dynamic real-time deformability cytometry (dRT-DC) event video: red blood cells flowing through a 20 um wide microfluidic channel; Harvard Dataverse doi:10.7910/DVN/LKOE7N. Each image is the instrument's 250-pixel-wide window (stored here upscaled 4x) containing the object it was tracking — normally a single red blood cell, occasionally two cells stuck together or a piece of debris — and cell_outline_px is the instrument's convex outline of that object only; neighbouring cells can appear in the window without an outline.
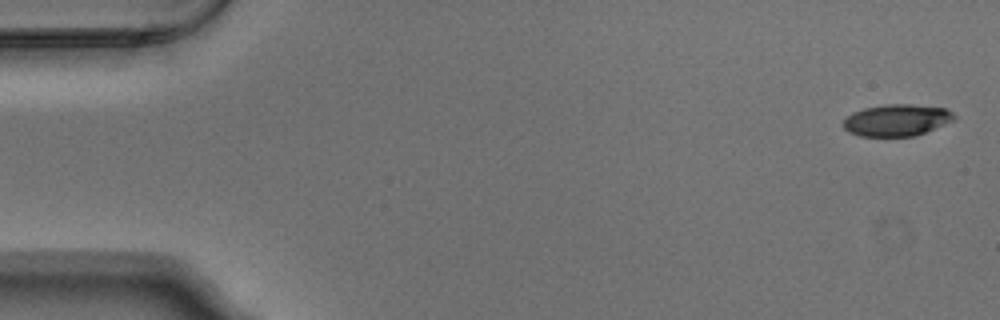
{"species": "Egyptian fruit bat (a non-hibernating species)", "species_latin": "Rousettus aegyptiacus", "temperature_condition": "warm", "stored_images_in_passage": 6, "segment_of_instrument_passage": [1, 2], "camera_frame_rate_fps": 3000, "um_per_image_px": 0.085, "animal": {"sex": "male"}, "frame": {"image": 1, "passage_image": 1, "time_ms": 0.0, "image_size_px": [1000, 320], "cell_outline_px": [[956, 120], [916, 136], [860, 136], [848, 132], [844, 128], [844, 120], [852, 112], [864, 108], [884, 104], [912, 104], [948, 108], [956, 116]], "centroid_in_image_um": [76.27, 10.21], "position_along_channel_um": 8.7, "area_um2": 20.75}}
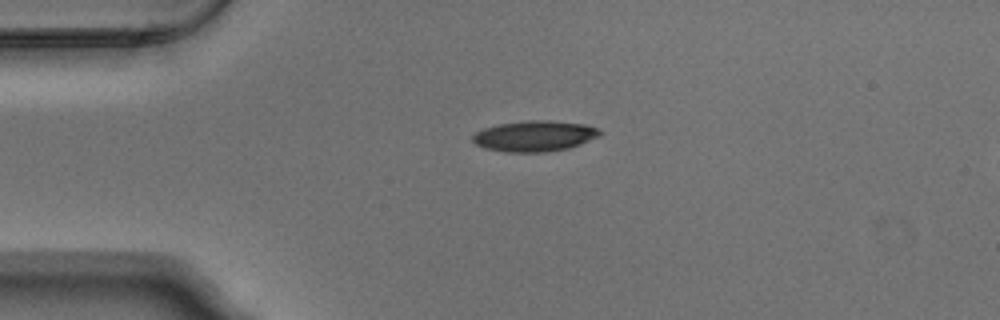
{"frame": {"image": 2, "passage_image": 4, "time_ms": 1.0, "image_size_px": [1000, 320], "cell_outline_px": [[600, 136], [580, 144], [568, 148], [544, 152], [504, 152], [484, 148], [476, 144], [472, 140], [472, 136], [476, 132], [484, 128], [500, 124], [528, 120], [548, 120], [584, 124], [596, 128], [600, 132]], "centroid_in_image_um": [45.41, 11.57], "position_along_channel_um": 39.6, "area_um2": 22.66}}